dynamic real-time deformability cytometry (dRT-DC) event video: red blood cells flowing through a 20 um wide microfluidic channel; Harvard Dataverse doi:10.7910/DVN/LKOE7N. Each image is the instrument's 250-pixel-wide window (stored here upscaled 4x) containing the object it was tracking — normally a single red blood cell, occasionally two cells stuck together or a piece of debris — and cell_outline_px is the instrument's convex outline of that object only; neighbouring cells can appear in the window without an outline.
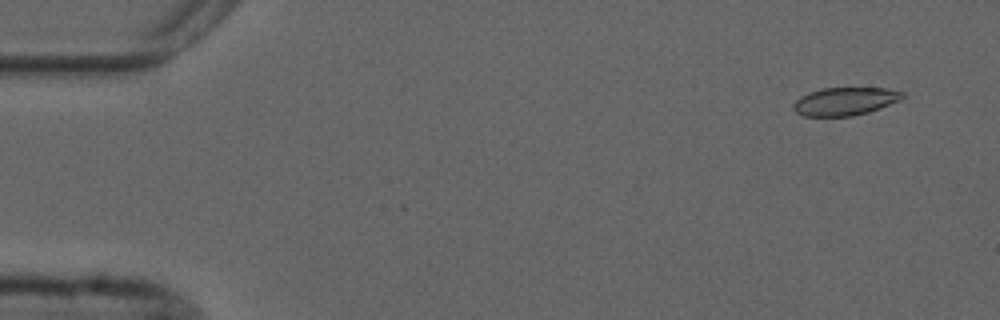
{"species": "common noctule bat (a hibernating species)", "species_latin": "Nyctalus noctula", "temperature_condition": "cold", "stored_images_in_passage": 7, "camera_frame_rate_fps": 3000, "um_per_image_px": 0.085, "animal": {"sex": "male", "forearm_length_mm": 52.5}, "frame": {"image": 1, "passage_image": 1, "time_ms": 0.0, "image_size_px": [1000, 320], "cell_outline_px": [[904, 96], [900, 100], [868, 112], [852, 116], [804, 116], [796, 112], [792, 108], [792, 104], [800, 96], [808, 92], [824, 88], [884, 88], [904, 92]], "centroid_in_image_um": [71.79, 8.61], "position_along_channel_um": 13.2, "area_um2": 17.74}}
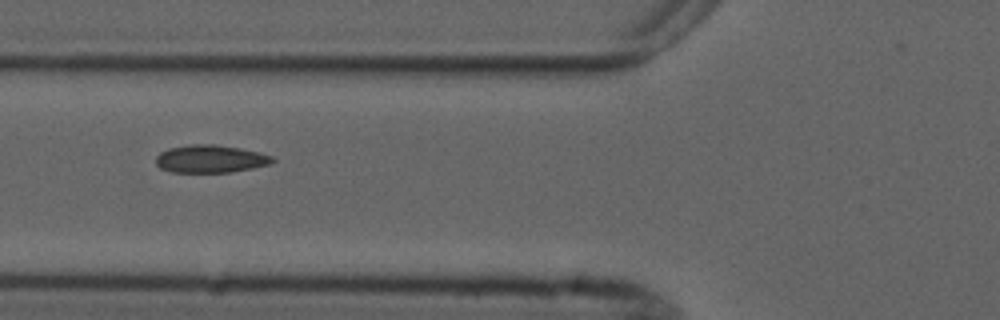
{"frame": {"image": 2, "passage_image": 5, "time_ms": 5.667, "image_size_px": [1000, 320], "cell_outline_px": [[276, 160], [272, 164], [232, 172], [172, 172], [160, 168], [156, 164], [156, 156], [160, 152], [168, 148], [188, 144], [216, 144], [240, 148], [260, 152], [272, 156]], "centroid_in_image_um": [17.9, 13.5], "position_along_channel_um": 107.9, "area_um2": 19.07}}
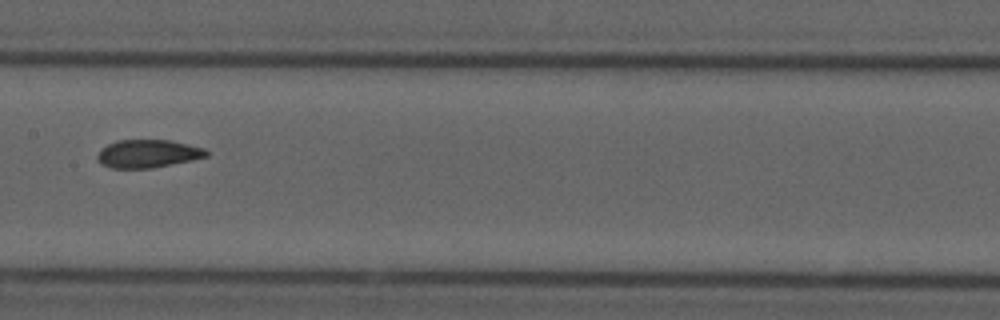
{"frame": {"image": 3, "passage_image": 7, "time_ms": 8.0, "image_size_px": [1000, 320], "cell_outline_px": [[208, 156], [192, 160], [152, 168], [112, 168], [104, 164], [96, 156], [108, 144], [116, 140], [172, 140], [204, 148], [208, 152]], "centroid_in_image_um": [12.62, 13.05], "position_along_channel_um": 194.8, "area_um2": 17.57}}